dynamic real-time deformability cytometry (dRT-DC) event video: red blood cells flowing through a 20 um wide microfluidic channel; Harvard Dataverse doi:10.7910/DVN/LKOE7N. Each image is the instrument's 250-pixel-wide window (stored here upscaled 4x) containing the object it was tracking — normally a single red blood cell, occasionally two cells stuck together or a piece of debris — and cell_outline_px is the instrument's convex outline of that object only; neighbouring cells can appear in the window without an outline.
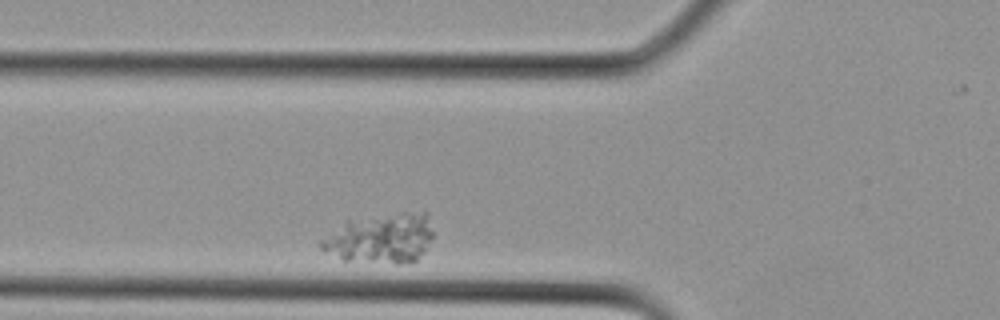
{"species": "Egyptian fruit bat (a non-hibernating species)", "species_latin": "Rousettus aegyptiacus", "temperature_condition": "cold", "stored_images_in_passage": 18, "camera_frame_rate_fps": 3000, "um_per_image_px": 0.085, "animal": {"sex": "female"}, "frame": {"image": 1, "passage_image": 3, "time_ms": 0.667, "image_size_px": [1000, 320], "cell_outline_px": [[432, 236], [424, 252], [416, 260], [408, 264], [396, 264], [344, 260], [320, 248], [320, 240], [348, 220], [424, 212], [432, 232]], "centroid_in_image_um": [32.35, 20.33], "position_along_channel_um": 93.5, "area_um2": 31.44}}
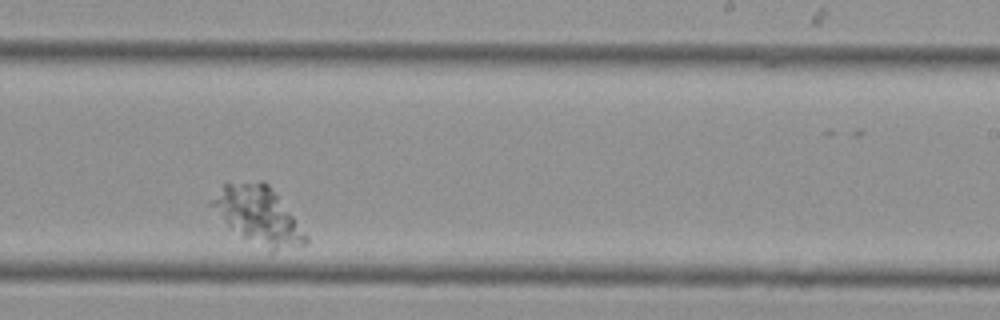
{"frame": {"image": 2, "passage_image": 12, "time_ms": 3.667, "image_size_px": [1000, 320], "cell_outline_px": [[308, 240], [304, 244], [272, 252], [268, 252], [228, 228], [208, 204], [208, 200], [224, 184], [260, 180], [264, 180], [268, 184], [308, 236]], "centroid_in_image_um": [21.89, 18.31], "position_along_channel_um": 267.1, "area_um2": 31.5}}
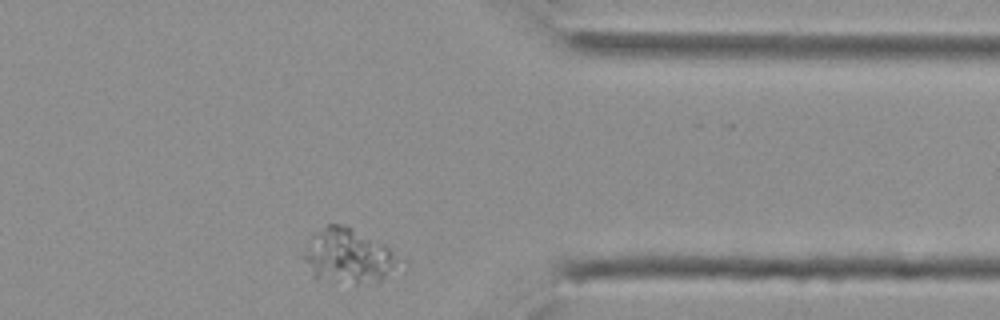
{"frame": {"image": 3, "passage_image": 18, "time_ms": 5.667, "image_size_px": [1000, 320], "cell_outline_px": [[408, 268], [404, 272], [376, 288], [312, 276], [304, 256], [308, 240], [316, 232], [328, 224], [344, 224], [352, 228], [388, 248], [408, 260]], "centroid_in_image_um": [29.9, 21.88], "position_along_channel_um": 381.5, "area_um2": 32.08}}